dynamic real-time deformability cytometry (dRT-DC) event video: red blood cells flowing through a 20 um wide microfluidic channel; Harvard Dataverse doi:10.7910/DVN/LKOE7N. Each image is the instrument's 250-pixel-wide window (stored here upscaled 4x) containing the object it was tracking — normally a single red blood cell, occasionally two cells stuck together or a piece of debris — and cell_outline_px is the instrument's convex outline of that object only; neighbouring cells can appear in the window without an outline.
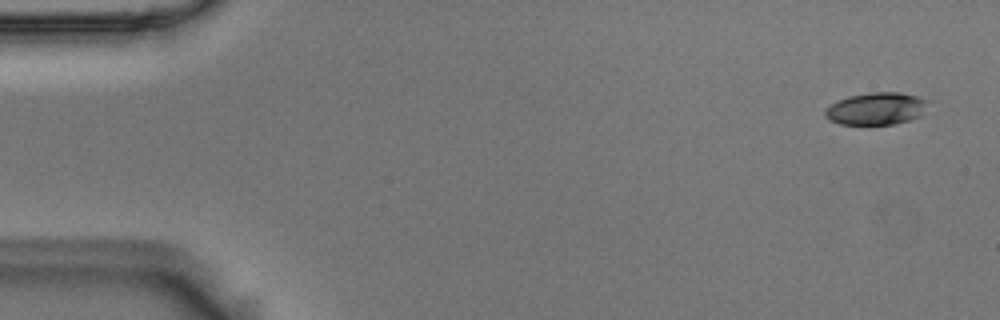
{"species": "Egyptian fruit bat (a non-hibernating species)", "species_latin": "Rousettus aegyptiacus", "temperature_condition": "room temperature", "stored_images_in_passage": 4, "camera_frame_rate_fps": 3000, "um_per_image_px": 0.085, "animal": {"sex": "male"}, "frame": {"image": 1, "passage_image": 1, "time_ms": 0.0, "image_size_px": [1000, 320], "cell_outline_px": [[928, 100], [920, 116], [912, 120], [896, 124], [840, 124], [828, 120], [824, 116], [824, 112], [832, 104], [848, 96], [868, 92], [900, 92], [916, 96]], "centroid_in_image_um": [74.47, 9.24], "position_along_channel_um": 10.5, "area_um2": 19.31}}
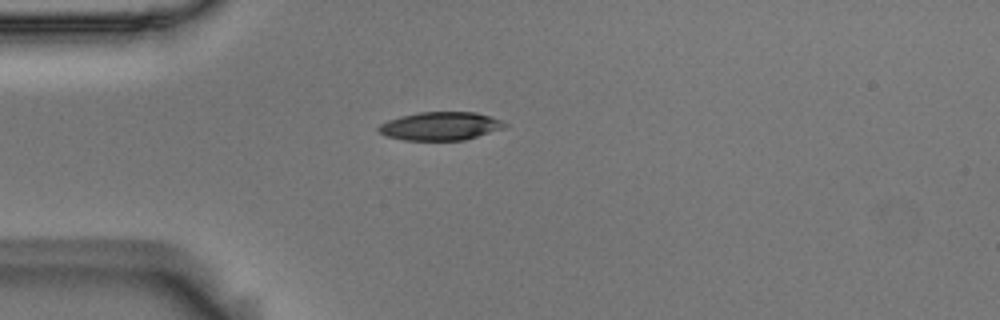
{"frame": {"image": 2, "passage_image": 3, "time_ms": 0.667, "image_size_px": [1000, 320], "cell_outline_px": [[508, 124], [504, 128], [464, 140], [404, 140], [388, 136], [380, 132], [376, 128], [380, 124], [388, 120], [400, 116], [420, 112], [476, 112], [500, 120]], "centroid_in_image_um": [37.42, 10.71], "position_along_channel_um": 47.6, "area_um2": 20.63}}